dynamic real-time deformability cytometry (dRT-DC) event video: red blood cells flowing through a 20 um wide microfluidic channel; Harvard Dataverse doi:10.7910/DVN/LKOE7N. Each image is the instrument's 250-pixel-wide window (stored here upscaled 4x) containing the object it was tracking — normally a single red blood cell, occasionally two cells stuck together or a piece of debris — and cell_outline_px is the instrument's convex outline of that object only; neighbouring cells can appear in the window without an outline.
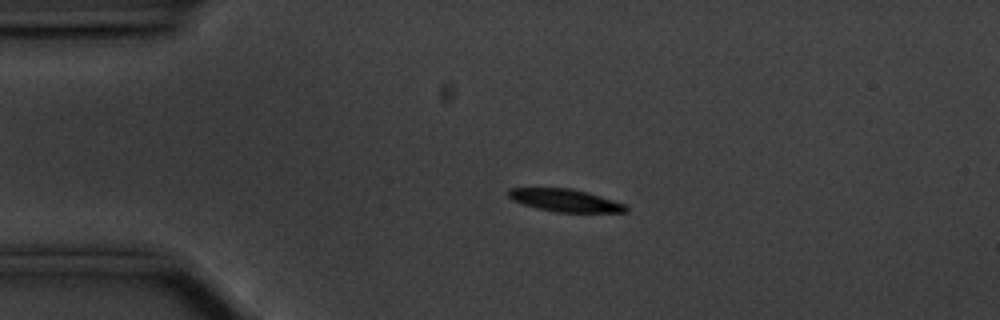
{"species": "common noctule bat (a hibernating species)", "species_latin": "Nyctalus noctula", "temperature_condition": "cold", "stored_images_in_passage": 56, "camera_frame_rate_fps": 3000, "um_per_image_px": 0.085, "animal": {"sex": "male", "body_mass_g": 20.1, "forearm_length_mm": 53.5}, "frame": {"image": 1, "passage_image": 12, "time_ms": 3.667, "image_size_px": [1000, 320], "cell_outline_px": [[628, 212], [556, 212], [536, 208], [512, 200], [508, 196], [508, 188], [572, 188], [588, 192], [624, 204], [628, 208]], "centroid_in_image_um": [48.02, 17.03], "position_along_channel_um": 37.0, "area_um2": 15.37}}
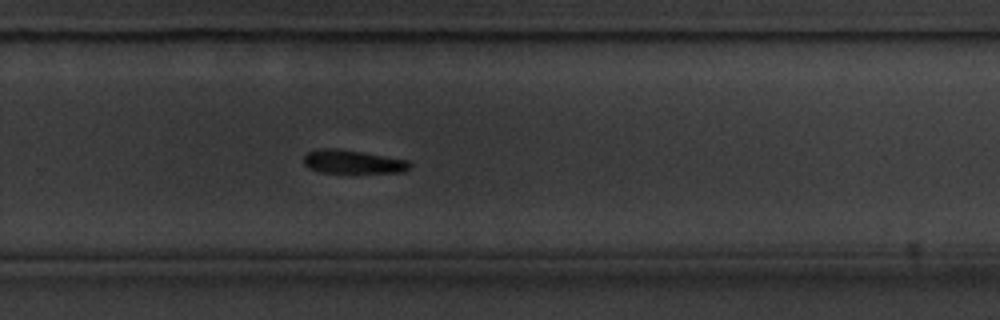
{"frame": {"image": 2, "passage_image": 37, "time_ms": 12.0, "image_size_px": [1000, 320], "cell_outline_px": [[412, 164], [404, 172], [320, 172], [308, 168], [304, 164], [304, 156], [308, 152], [320, 148], [336, 148], [408, 160]], "centroid_in_image_um": [29.95, 13.75], "position_along_channel_um": 299.8, "area_um2": 14.28}}
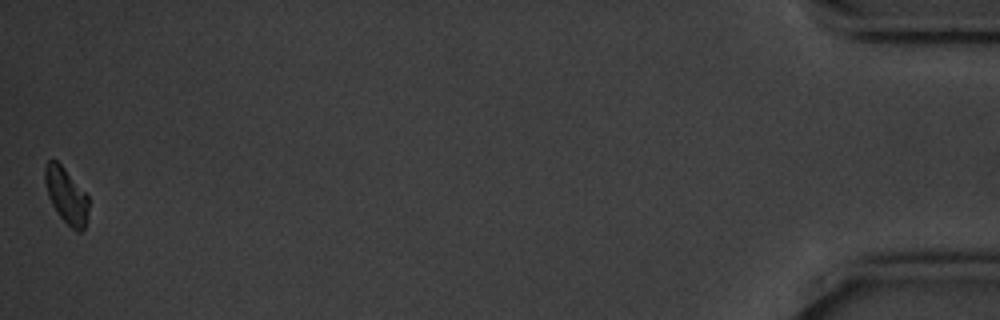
{"frame": {"image": 3, "passage_image": 56, "time_ms": 18.333, "image_size_px": [1000, 320], "cell_outline_px": [[88, 220], [84, 228], [80, 232], [76, 232], [56, 212], [48, 196], [44, 180], [44, 164], [48, 160], [56, 160], [64, 168], [88, 196]], "centroid_in_image_um": [5.62, 16.63], "position_along_channel_um": 429.6, "area_um2": 14.16}, "authors_computed_cell_mechanics": {"area_um2": 15.6927, "velocity_mm_per_s": 3.5312, "shape_relaxation_time_tau1_ms": 4.2278, "shape_relaxation_time_tau2_ms": null, "deformation_change_tau1": 0.1974, "deformation_change_tau2": null}}